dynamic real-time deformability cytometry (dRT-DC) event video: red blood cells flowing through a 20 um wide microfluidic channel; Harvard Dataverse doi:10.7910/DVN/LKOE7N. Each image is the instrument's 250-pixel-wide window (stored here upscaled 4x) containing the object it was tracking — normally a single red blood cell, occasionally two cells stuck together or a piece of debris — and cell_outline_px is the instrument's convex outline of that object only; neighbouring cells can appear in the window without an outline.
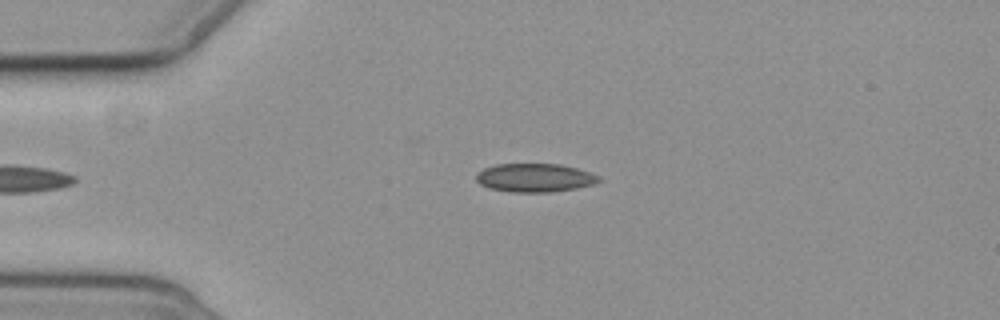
{"species": "common noctule bat (a hibernating species)", "species_latin": "Nyctalus noctula", "temperature_condition": "cold", "stored_images_in_passage": 4, "camera_frame_rate_fps": 3000, "um_per_image_px": 0.085, "animal": {"sex": "female", "body_mass_g": 19.3, "forearm_length_mm": 54.1}, "frame": {"image": 1, "passage_image": 4, "time_ms": 3.333, "image_size_px": [1000, 320], "cell_outline_px": [[604, 180], [592, 184], [576, 188], [548, 192], [512, 192], [488, 188], [480, 184], [476, 180], [476, 176], [484, 168], [496, 164], [560, 164], [576, 168], [600, 176]], "centroid_in_image_um": [45.46, 15.11], "position_along_channel_um": 39.5, "area_um2": 20.29}}